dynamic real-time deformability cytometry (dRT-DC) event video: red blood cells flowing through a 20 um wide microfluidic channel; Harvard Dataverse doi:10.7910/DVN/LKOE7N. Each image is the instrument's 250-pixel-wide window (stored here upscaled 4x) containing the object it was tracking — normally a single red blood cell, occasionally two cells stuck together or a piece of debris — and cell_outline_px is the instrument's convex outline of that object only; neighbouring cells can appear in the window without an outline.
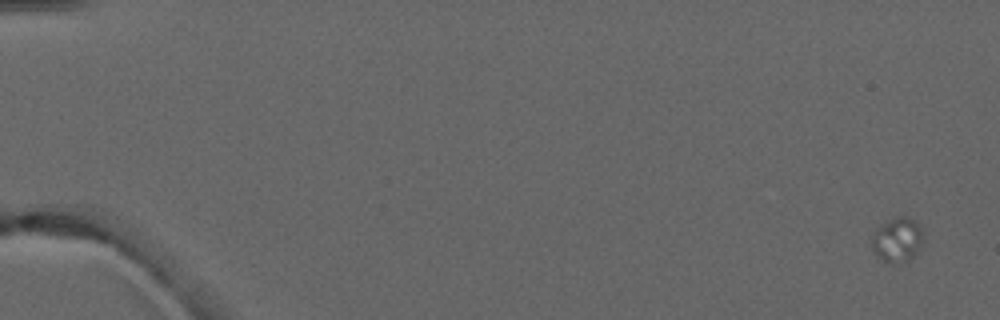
{"species": "common noctule bat (a hibernating species)", "species_latin": "Nyctalus noctula", "temperature_condition": "warm", "stored_images_in_passage": 5, "camera_frame_rate_fps": 3000, "um_per_image_px": 0.085, "animal": {"sex": "male", "forearm_length_mm": 52.5}, "frame": {"image": 1, "passage_image": 1, "time_ms": 0.0, "image_size_px": [1000, 320], "cell_outline_px": [[924, 240], [920, 248], [908, 260], [884, 260], [872, 248], [872, 240], [876, 232], [888, 220], [896, 216], [904, 216], [916, 220], [924, 236]], "centroid_in_image_um": [76.35, 20.31], "position_along_channel_um": 8.7, "area_um2": 12.6}}